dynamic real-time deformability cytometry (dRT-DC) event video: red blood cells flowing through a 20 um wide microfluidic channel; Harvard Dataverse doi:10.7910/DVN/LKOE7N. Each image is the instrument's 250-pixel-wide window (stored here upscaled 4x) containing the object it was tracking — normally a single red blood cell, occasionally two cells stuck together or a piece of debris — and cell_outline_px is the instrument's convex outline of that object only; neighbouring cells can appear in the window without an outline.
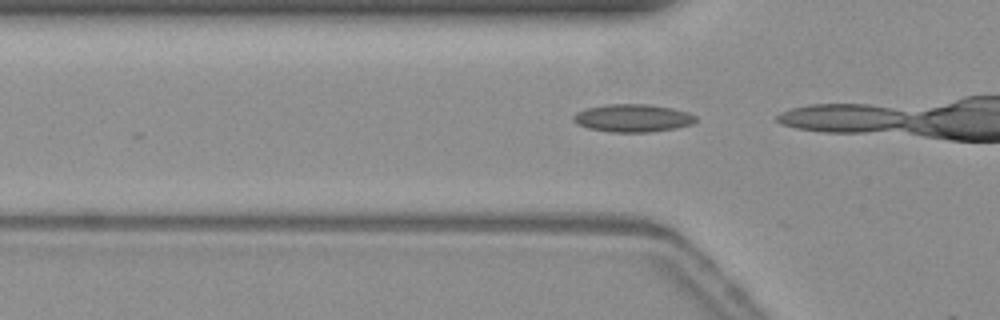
{"species": "common noctule bat (a hibernating species)", "species_latin": "Nyctalus noctula", "temperature_condition": "warm", "stored_images_in_passage": 8, "camera_frame_rate_fps": 3000, "um_per_image_px": 0.085, "animal": {"sex": "female", "body_mass_g": 19.3, "forearm_length_mm": 54.1}, "frame": {"image": 1, "passage_image": 7, "time_ms": 2.0, "image_size_px": [1000, 320], "cell_outline_px": [[696, 120], [692, 124], [676, 128], [648, 132], [612, 132], [588, 128], [572, 120], [572, 116], [576, 112], [588, 108], [608, 104], [648, 104], [672, 108], [688, 112], [696, 116]], "centroid_in_image_um": [53.8, 10.03], "position_along_channel_um": 72.0, "area_um2": 19.71}}